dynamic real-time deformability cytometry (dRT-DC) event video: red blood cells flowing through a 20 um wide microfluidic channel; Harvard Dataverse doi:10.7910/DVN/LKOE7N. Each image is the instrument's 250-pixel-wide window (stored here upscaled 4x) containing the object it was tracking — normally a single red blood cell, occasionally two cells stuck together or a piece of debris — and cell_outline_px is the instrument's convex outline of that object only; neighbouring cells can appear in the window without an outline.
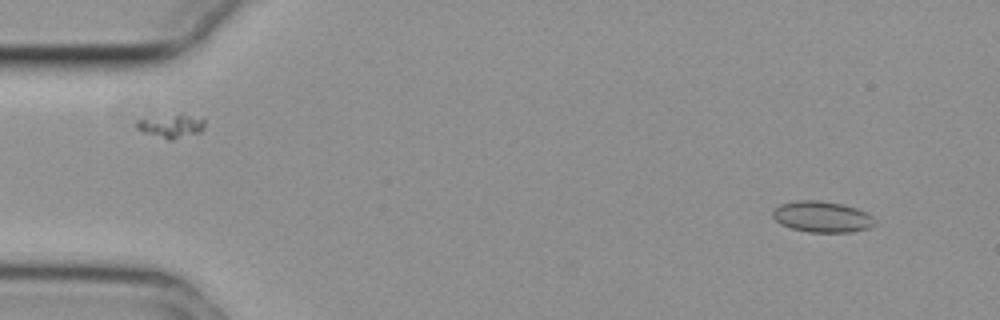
{"species": "common noctule bat (a hibernating species)", "species_latin": "Nyctalus noctula", "temperature_condition": "cold", "stored_images_in_passage": 55, "camera_frame_rate_fps": 3000, "um_per_image_px": 0.085, "animal": {"sex": "female", "body_mass_g": 29.2, "forearm_length_mm": 56.3}, "frame": {"image": 1, "passage_image": 4, "time_ms": 1.0, "image_size_px": [1000, 320], "cell_outline_px": [[876, 224], [868, 228], [852, 232], [808, 232], [792, 228], [780, 224], [772, 216], [772, 212], [780, 204], [796, 200], [820, 200], [840, 204], [856, 208], [872, 216]], "centroid_in_image_um": [69.85, 18.43], "position_along_channel_um": 15.1, "area_um2": 18.38}}
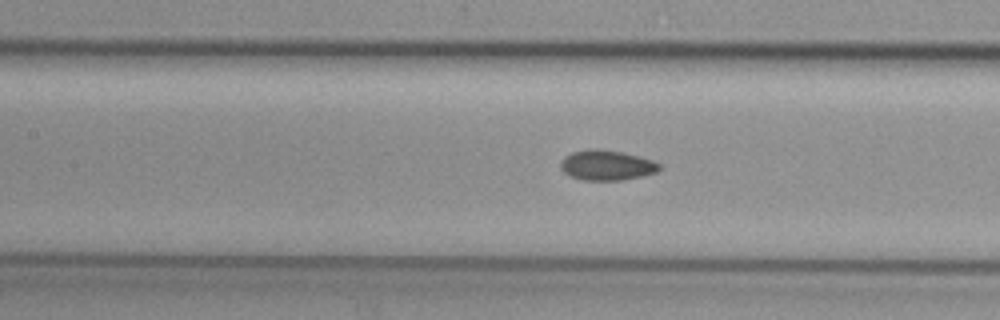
{"frame": {"image": 2, "passage_image": 24, "time_ms": 7.667, "image_size_px": [1000, 320], "cell_outline_px": [[660, 168], [656, 172], [640, 176], [620, 180], [584, 180], [572, 176], [564, 172], [560, 168], [560, 160], [564, 156], [572, 152], [592, 148], [600, 148], [624, 152], [640, 156], [652, 160], [660, 164]], "centroid_in_image_um": [51.55, 14.02], "position_along_channel_um": 155.9, "area_um2": 17.4}}
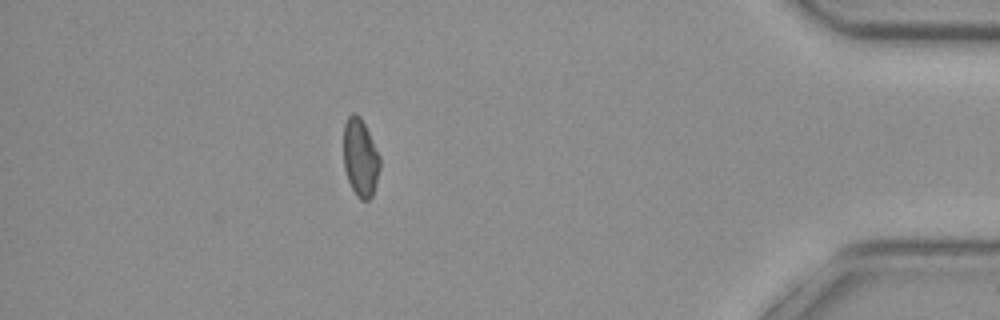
{"frame": {"image": 3, "passage_image": 48, "time_ms": 15.667, "image_size_px": [1000, 320], "cell_outline_px": [[380, 168], [376, 184], [372, 196], [368, 200], [360, 200], [356, 196], [348, 180], [344, 168], [344, 124], [348, 116], [352, 112], [356, 112], [360, 116], [380, 156]], "centroid_in_image_um": [30.63, 13.41], "position_along_channel_um": 404.6, "area_um2": 16.53}}